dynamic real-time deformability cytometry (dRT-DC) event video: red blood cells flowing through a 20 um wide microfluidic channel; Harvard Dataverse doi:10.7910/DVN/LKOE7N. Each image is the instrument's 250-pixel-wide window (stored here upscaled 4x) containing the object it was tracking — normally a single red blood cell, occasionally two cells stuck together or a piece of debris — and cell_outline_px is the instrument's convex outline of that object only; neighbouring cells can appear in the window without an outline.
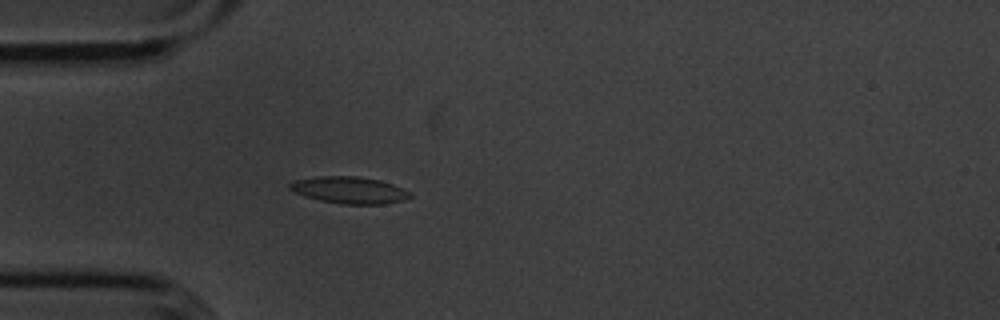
{"species": "common noctule bat (a hibernating species)", "species_latin": "Nyctalus noctula", "temperature_condition": "cold", "stored_images_in_passage": 55, "camera_frame_rate_fps": 3000, "um_per_image_px": 0.085, "animal": {"sex": "male", "body_mass_g": 20.1, "forearm_length_mm": 53.5}, "frame": {"image": 1, "passage_image": 15, "time_ms": 4.667, "image_size_px": [1000, 320], "cell_outline_px": [[412, 196], [404, 200], [384, 204], [340, 204], [320, 200], [304, 196], [288, 188], [288, 184], [296, 180], [316, 176], [356, 176], [380, 180], [392, 184], [412, 192]], "centroid_in_image_um": [29.71, 16.16], "position_along_channel_um": 55.3, "area_um2": 18.84}}
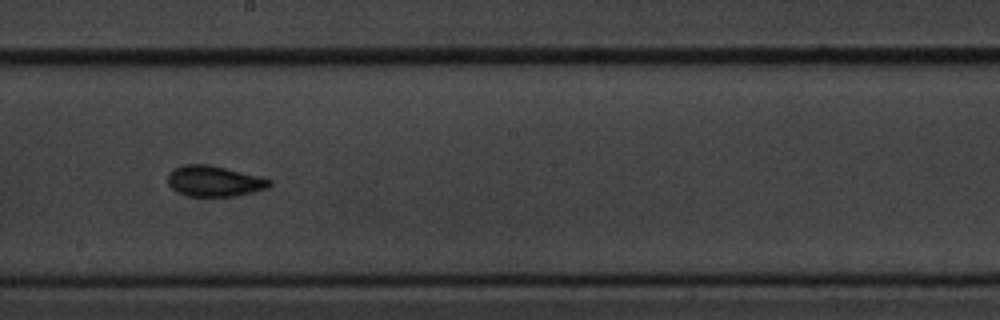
{"frame": {"image": 2, "passage_image": 30, "time_ms": 9.667, "image_size_px": [1000, 320], "cell_outline_px": [[272, 184], [268, 188], [236, 196], [188, 196], [172, 188], [168, 184], [168, 172], [172, 168], [184, 164], [208, 164], [272, 180]], "centroid_in_image_um": [18.17, 15.39], "position_along_channel_um": 230.0, "area_um2": 18.03}}
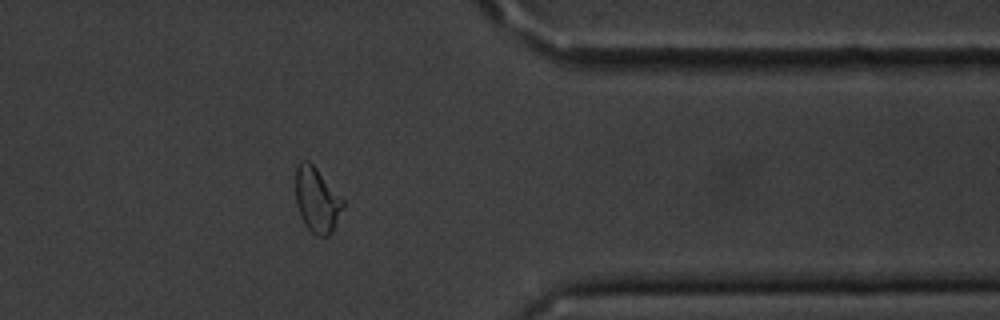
{"frame": {"image": 3, "passage_image": 44, "time_ms": 14.333, "image_size_px": [1000, 320], "cell_outline_px": [[344, 208], [332, 232], [328, 236], [316, 236], [304, 224], [300, 216], [296, 204], [296, 168], [300, 160], [308, 160], [316, 168], [344, 200]], "centroid_in_image_um": [26.94, 17.01], "position_along_channel_um": 384.5, "area_um2": 17.98}, "authors_computed_cell_mechanics": {"area_um2": 17.5134, "velocity_mm_per_s": 3.5971, "shape_relaxation_time_tau1_ms": 4.023, "shape_relaxation_time_tau2_ms": 4.7512, "deformation_change_tau1": 0.1227, "deformation_change_tau2": 0.1045}}